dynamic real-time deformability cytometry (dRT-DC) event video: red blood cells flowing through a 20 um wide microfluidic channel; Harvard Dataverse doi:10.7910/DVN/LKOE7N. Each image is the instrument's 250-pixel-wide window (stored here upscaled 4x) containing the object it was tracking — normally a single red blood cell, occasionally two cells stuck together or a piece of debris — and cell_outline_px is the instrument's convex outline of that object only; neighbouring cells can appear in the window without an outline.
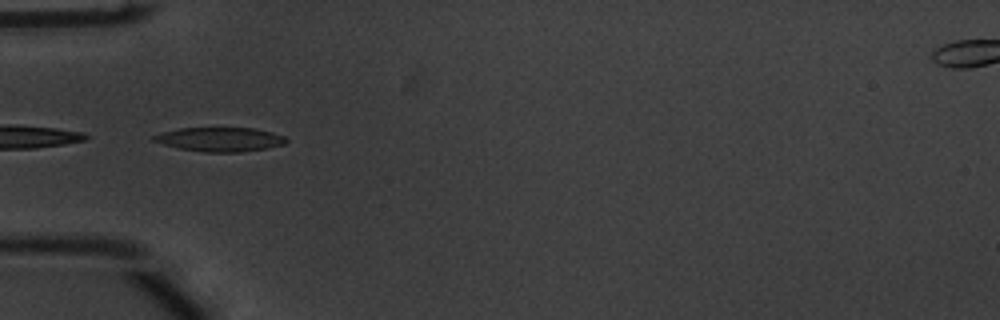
{"species": "common noctule bat (a hibernating species)", "species_latin": "Nyctalus noctula", "temperature_condition": "warm", "stored_images_in_passage": 8, "segment_of_instrument_passage": [2, 2], "camera_frame_rate_fps": 3000, "um_per_image_px": 0.085, "animal": {"sex": "male", "body_mass_g": 20.1, "forearm_length_mm": 53.5}, "frame": {"image": 1, "passage_image": 5, "time_ms": 1.333, "image_size_px": [1000, 320], "cell_outline_px": [[288, 140], [284, 144], [268, 148], [240, 152], [204, 152], [180, 148], [164, 144], [152, 140], [152, 136], [164, 132], [180, 128], [252, 128], [272, 132], [284, 136]], "centroid_in_image_um": [18.73, 11.85], "position_along_channel_um": 66.3, "area_um2": 18.44}}